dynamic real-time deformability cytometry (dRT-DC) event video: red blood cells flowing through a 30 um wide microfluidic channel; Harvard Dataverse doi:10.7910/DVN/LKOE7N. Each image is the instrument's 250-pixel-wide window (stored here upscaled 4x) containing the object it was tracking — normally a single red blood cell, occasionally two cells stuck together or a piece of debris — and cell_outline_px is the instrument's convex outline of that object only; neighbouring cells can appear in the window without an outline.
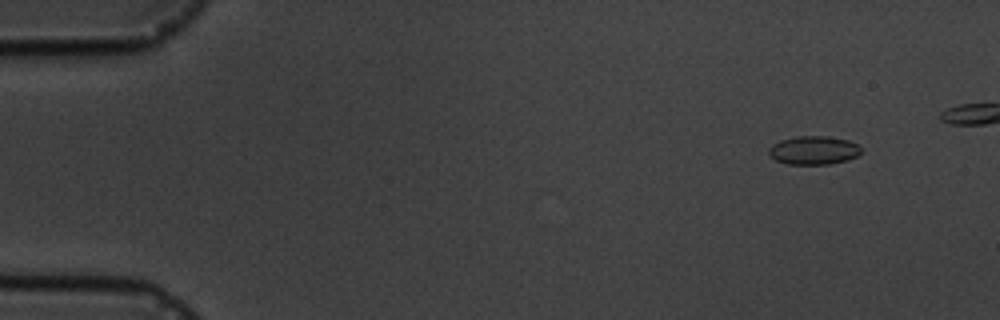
{"species": "common noctule bat (a hibernating species)", "species_latin": "Nyctalus noctula", "temperature_condition": "cold", "stored_images_in_passage": 13, "camera_frame_rate_fps": 3000, "um_per_image_px": 0.085, "animal": {"sex": "male", "body_mass_g": 19.5, "forearm_length_mm": 54.6}, "frame": {"image": 1, "passage_image": 1, "time_ms": 0.0, "image_size_px": [1000, 320], "cell_outline_px": [[860, 152], [856, 156], [848, 160], [828, 164], [788, 164], [776, 160], [768, 152], [768, 148], [772, 144], [780, 140], [796, 136], [828, 136], [848, 140], [856, 144], [860, 148]], "centroid_in_image_um": [69.14, 12.76], "position_along_channel_um": 15.9, "area_um2": 15.26}}
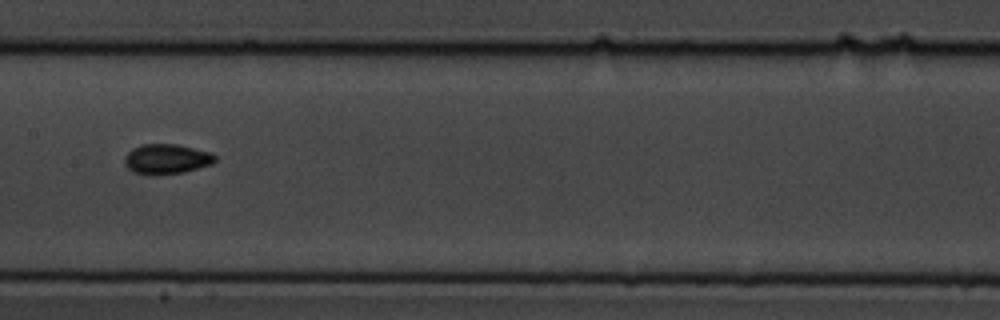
{"frame": {"image": 2, "passage_image": 7, "time_ms": 8.0, "image_size_px": [1000, 320], "cell_outline_px": [[216, 160], [212, 164], [184, 172], [152, 176], [132, 172], [124, 164], [124, 156], [132, 148], [140, 144], [176, 144], [212, 152], [216, 156]], "centroid_in_image_um": [14.13, 13.52], "position_along_channel_um": 193.3, "area_um2": 16.13}}
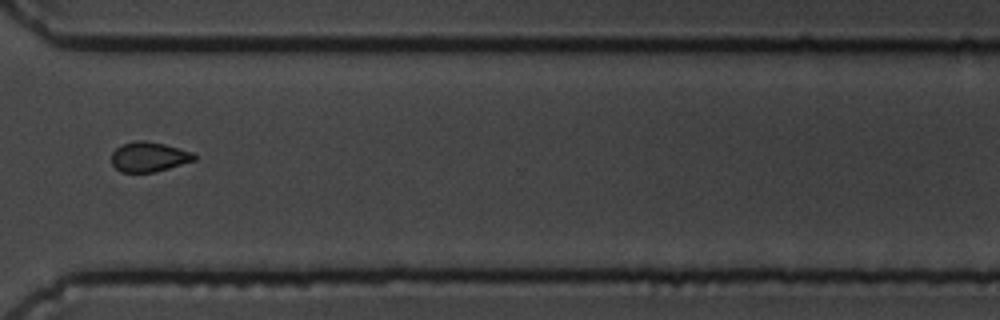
{"frame": {"image": 3, "passage_image": 11, "time_ms": 12.667, "image_size_px": [1000, 320], "cell_outline_px": [[196, 160], [168, 168], [152, 172], [120, 172], [112, 164], [112, 152], [116, 148], [124, 144], [136, 140], [144, 140], [164, 144], [192, 152], [196, 156]], "centroid_in_image_um": [12.65, 13.33], "position_along_channel_um": 358.0, "area_um2": 14.22}}